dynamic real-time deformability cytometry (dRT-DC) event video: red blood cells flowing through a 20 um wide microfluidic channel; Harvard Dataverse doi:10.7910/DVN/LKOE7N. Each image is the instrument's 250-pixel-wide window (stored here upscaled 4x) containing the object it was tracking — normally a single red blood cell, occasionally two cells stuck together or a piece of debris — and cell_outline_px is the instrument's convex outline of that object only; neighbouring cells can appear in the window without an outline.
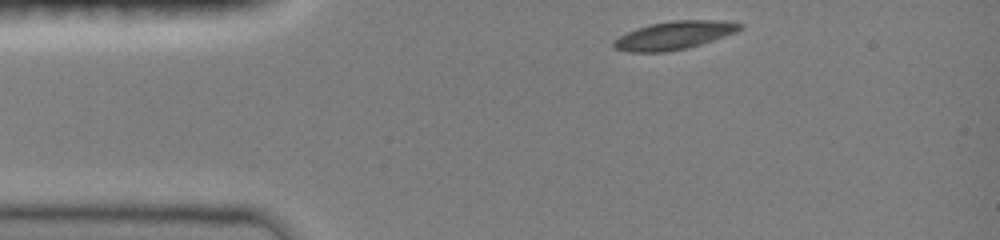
{"species": "common noctule bat (a hibernating species)", "species_latin": "Nyctalus noctula", "temperature_condition": "room temperature", "stored_images_in_passage": 18, "camera_frame_rate_fps": 3000, "um_per_image_px": 0.085, "animal": {"sex": "female", "body_mass_g": 19.0, "forearm_length_mm": 51.5}, "frame": {"image": 1, "passage_image": 1, "time_ms": 0.0, "image_size_px": [1000, 240], "cell_outline_px": [[744, 28], [736, 32], [688, 48], [668, 52], [628, 52], [616, 48], [612, 44], [612, 40], [636, 28], [652, 24], [672, 20], [728, 20], [744, 24]], "centroid_in_image_um": [57.34, 3.0], "position_along_channel_um": 27.7, "area_um2": 20.81}}
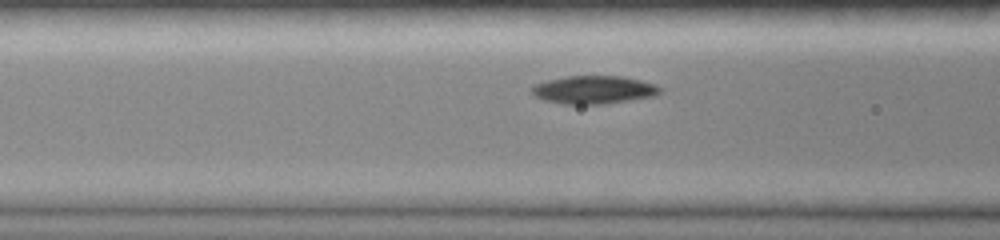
{"frame": {"image": 2, "passage_image": 14, "time_ms": 3.333, "image_size_px": [1000, 240], "cell_outline_px": [[664, 88], [656, 96], [608, 104], [564, 104], [544, 100], [536, 96], [532, 92], [532, 88], [536, 84], [548, 80], [568, 76], [624, 76], [656, 84]], "centroid_in_image_um": [50.55, 7.64], "position_along_channel_um": 116.0, "area_um2": 21.1}}
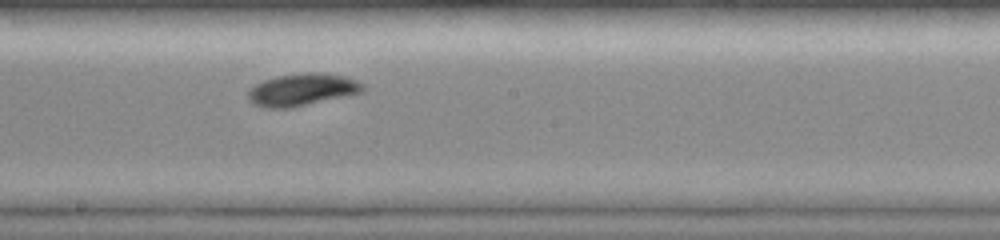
{"frame": {"image": 3, "passage_image": 18, "time_ms": 6.0, "image_size_px": [1000, 240], "cell_outline_px": [[364, 88], [360, 92], [352, 96], [288, 108], [264, 108], [252, 104], [248, 100], [248, 92], [256, 84], [264, 80], [280, 76], [308, 72], [316, 72], [344, 76], [356, 80], [364, 84]], "centroid_in_image_um": [25.7, 7.64], "position_along_channel_um": 222.5, "area_um2": 21.62}}